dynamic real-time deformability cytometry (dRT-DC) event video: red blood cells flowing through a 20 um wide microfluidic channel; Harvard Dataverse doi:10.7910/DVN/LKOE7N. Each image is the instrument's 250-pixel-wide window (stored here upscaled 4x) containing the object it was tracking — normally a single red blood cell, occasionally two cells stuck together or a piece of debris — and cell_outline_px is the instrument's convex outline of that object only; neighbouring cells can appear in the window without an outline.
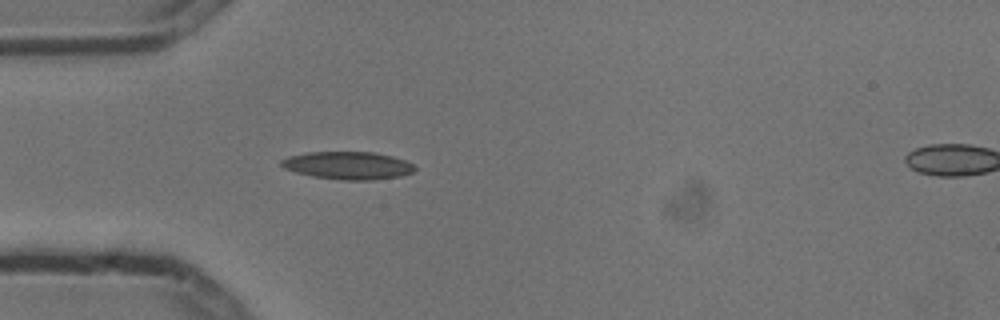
{"species": "common noctule bat (a hibernating species)", "species_latin": "Nyctalus noctula", "temperature_condition": "cold", "stored_images_in_passage": 6, "segment_of_instrument_passage": [1, 2], "camera_frame_rate_fps": 3000, "um_per_image_px": 0.085, "animal": {"sex": "male", "body_mass_g": 13.3}, "frame": {"image": 1, "passage_image": 5, "time_ms": 1.333, "image_size_px": [1000, 320], "cell_outline_px": [[416, 168], [412, 172], [400, 176], [368, 180], [344, 180], [312, 176], [296, 172], [284, 168], [280, 164], [280, 160], [288, 156], [308, 152], [372, 152], [392, 156], [404, 160], [412, 164]], "centroid_in_image_um": [29.54, 14.06], "position_along_channel_um": 55.5, "area_um2": 21.39}}